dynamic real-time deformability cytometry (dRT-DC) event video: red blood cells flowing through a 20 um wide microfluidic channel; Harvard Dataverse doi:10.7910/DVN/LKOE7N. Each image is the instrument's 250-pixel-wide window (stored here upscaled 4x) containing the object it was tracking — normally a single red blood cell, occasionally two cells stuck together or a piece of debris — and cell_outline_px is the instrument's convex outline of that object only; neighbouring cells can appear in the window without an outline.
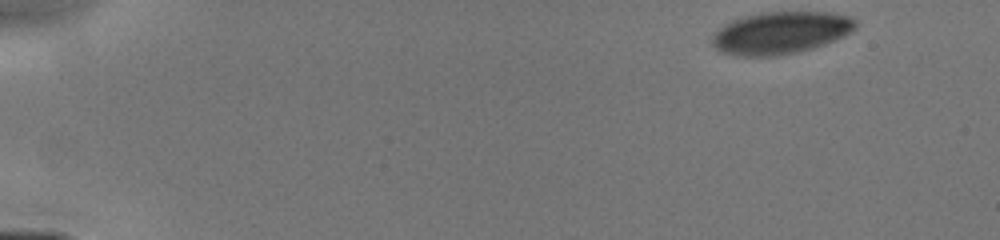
{"species": "human", "species_latin": "Homo sapiens", "temperature_condition": "cold", "stored_images_in_passage": 16, "camera_frame_rate_fps": 3000, "um_per_image_px": 0.085, "donor": {"sex": "male"}, "frame": {"image": 1, "passage_image": 1, "time_ms": 0.0, "image_size_px": [1000, 240], "cell_outline_px": [[856, 28], [852, 32], [836, 40], [812, 48], [796, 52], [776, 56], [736, 56], [720, 52], [712, 44], [712, 36], [724, 24], [732, 20], [744, 16], [760, 12], [828, 12], [852, 16], [856, 20]], "centroid_in_image_um": [66.37, 2.78], "position_along_channel_um": 18.6, "area_um2": 35.55}}
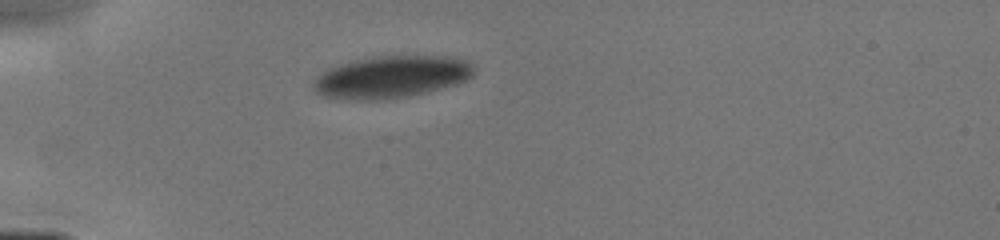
{"frame": {"image": 2, "passage_image": 16, "time_ms": 3.333, "image_size_px": [1000, 240], "cell_outline_px": [[476, 68], [472, 76], [456, 84], [428, 92], [408, 96], [384, 100], [348, 100], [324, 96], [316, 92], [312, 84], [324, 72], [340, 64], [372, 56], [444, 56], [464, 60], [472, 64]], "centroid_in_image_um": [33.29, 6.55], "position_along_channel_um": 51.7, "area_um2": 39.19}}